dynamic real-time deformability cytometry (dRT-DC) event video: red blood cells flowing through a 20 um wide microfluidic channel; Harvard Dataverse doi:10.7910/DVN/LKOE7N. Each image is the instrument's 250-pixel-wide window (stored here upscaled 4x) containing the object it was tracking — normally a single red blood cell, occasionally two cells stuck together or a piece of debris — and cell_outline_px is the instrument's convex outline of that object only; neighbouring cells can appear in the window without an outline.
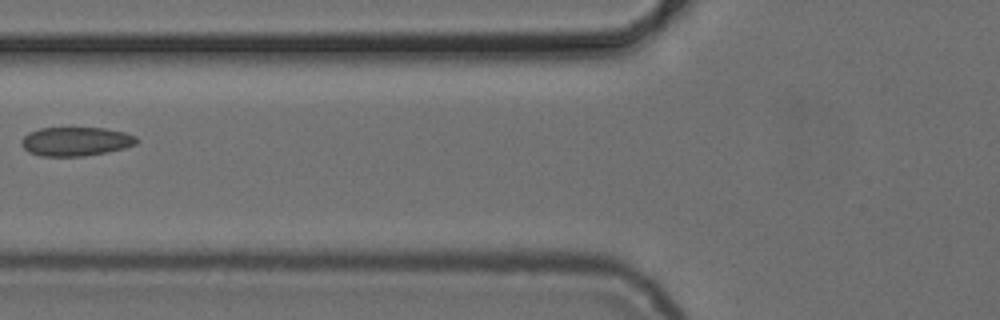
{"species": "common noctule bat (a hibernating species)", "species_latin": "Nyctalus noctula", "temperature_condition": "cold", "stored_images_in_passage": 6, "camera_frame_rate_fps": 3000, "um_per_image_px": 0.085, "animal": {"sex": "female", "body_mass_g": 24.6, "forearm_length_mm": 56.2}, "frame": {"image": 1, "passage_image": 6, "time_ms": 5.667, "image_size_px": [1000, 320], "cell_outline_px": [[140, 140], [136, 144], [124, 148], [84, 156], [40, 156], [28, 152], [20, 144], [20, 140], [28, 132], [40, 128], [104, 128], [124, 132], [136, 136]], "centroid_in_image_um": [6.42, 12.02], "position_along_channel_um": 119.4, "area_um2": 19.48}}